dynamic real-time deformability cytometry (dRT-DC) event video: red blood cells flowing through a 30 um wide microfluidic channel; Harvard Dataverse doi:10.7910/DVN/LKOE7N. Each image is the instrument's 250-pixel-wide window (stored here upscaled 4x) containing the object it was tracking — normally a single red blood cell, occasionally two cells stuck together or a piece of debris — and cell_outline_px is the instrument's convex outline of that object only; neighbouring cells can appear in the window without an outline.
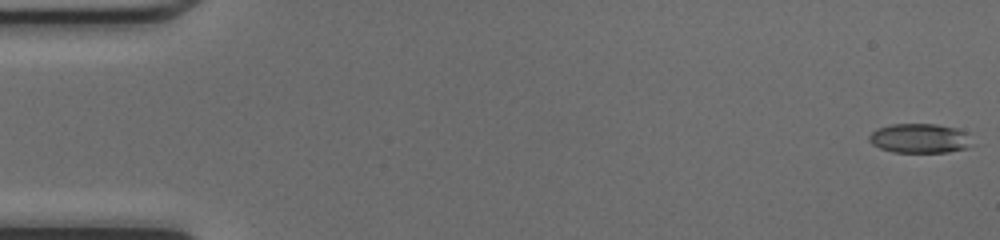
{"species": "common noctule bat (a hibernating species)", "species_latin": "Nyctalus noctula", "temperature_condition": "cold", "stored_images_in_passage": 49, "camera_frame_rate_fps": 3000, "um_per_image_px": 0.085, "animal": {"sex": "female", "body_mass_g": 17.0, "forearm_length_mm": 48.0}, "frame": {"image": 1, "passage_image": 1, "time_ms": 0.0, "image_size_px": [1000, 240], "cell_outline_px": [[972, 144], [968, 148], [948, 152], [892, 152], [880, 148], [872, 144], [868, 140], [868, 136], [876, 128], [892, 124], [936, 124], [956, 128], [964, 132]], "centroid_in_image_um": [78.13, 11.76], "position_along_channel_um": 6.9, "area_um2": 17.63}}
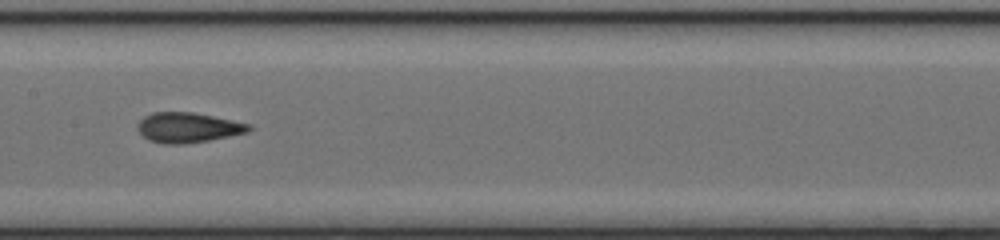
{"frame": {"image": 2, "passage_image": 25, "time_ms": 8.0, "image_size_px": [1000, 240], "cell_outline_px": [[252, 128], [248, 132], [208, 140], [184, 144], [164, 144], [148, 140], [136, 128], [136, 124], [144, 116], [152, 112], [192, 112], [252, 124]], "centroid_in_image_um": [15.95, 10.84], "position_along_channel_um": 191.4, "area_um2": 19.48}}
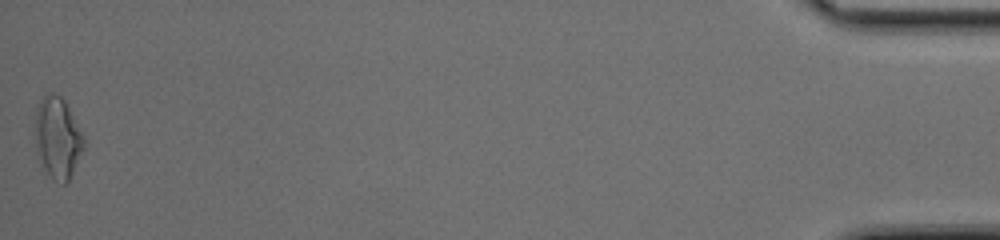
{"frame": {"image": 3, "passage_image": 49, "time_ms": 16.0, "image_size_px": [1000, 240], "cell_outline_px": [[84, 148], [68, 180], [64, 184], [56, 184], [52, 180], [36, 152], [36, 108], [40, 100], [48, 92], [52, 92], [60, 96], [64, 100], [84, 136]], "centroid_in_image_um": [4.9, 11.71], "position_along_channel_um": 430.3, "area_um2": 22.77}, "authors_computed_cell_mechanics": {"area_um2": 18.9584, "velocity_mm_per_s": 4.2665, "shape_relaxation_time_tau1_ms": null, "shape_relaxation_time_tau2_ms": 1.1087, "deformation_change_tau1": null, "deformation_change_tau2": 0.0669}}